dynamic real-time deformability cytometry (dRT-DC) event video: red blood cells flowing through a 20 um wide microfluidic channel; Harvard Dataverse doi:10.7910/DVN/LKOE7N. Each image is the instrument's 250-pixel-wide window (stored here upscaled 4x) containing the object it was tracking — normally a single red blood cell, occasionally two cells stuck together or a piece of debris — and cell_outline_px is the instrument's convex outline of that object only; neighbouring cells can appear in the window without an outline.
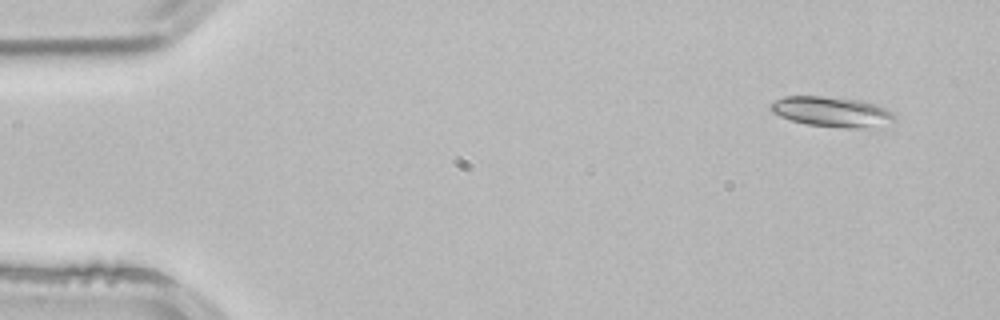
{"species": "common noctule bat (a hibernating species)", "species_latin": "Nyctalus noctula", "temperature_condition": "room temperature", "stored_images_in_passage": 11, "camera_frame_rate_fps": 3000, "um_per_image_px": 0.085, "animal": {"sex": "male", "body_mass_g": 21.5, "forearm_length_mm": 52.0}, "frame": {"image": 1, "passage_image": 1, "time_ms": 0.0, "image_size_px": [1000, 320], "cell_outline_px": [[896, 120], [868, 128], [844, 128], [808, 124], [792, 120], [780, 116], [772, 112], [768, 108], [768, 104], [784, 96], [824, 96], [860, 100], [876, 104], [892, 112], [896, 116]], "centroid_in_image_um": [70.68, 9.49], "position_along_channel_um": 14.3, "area_um2": 21.79}}